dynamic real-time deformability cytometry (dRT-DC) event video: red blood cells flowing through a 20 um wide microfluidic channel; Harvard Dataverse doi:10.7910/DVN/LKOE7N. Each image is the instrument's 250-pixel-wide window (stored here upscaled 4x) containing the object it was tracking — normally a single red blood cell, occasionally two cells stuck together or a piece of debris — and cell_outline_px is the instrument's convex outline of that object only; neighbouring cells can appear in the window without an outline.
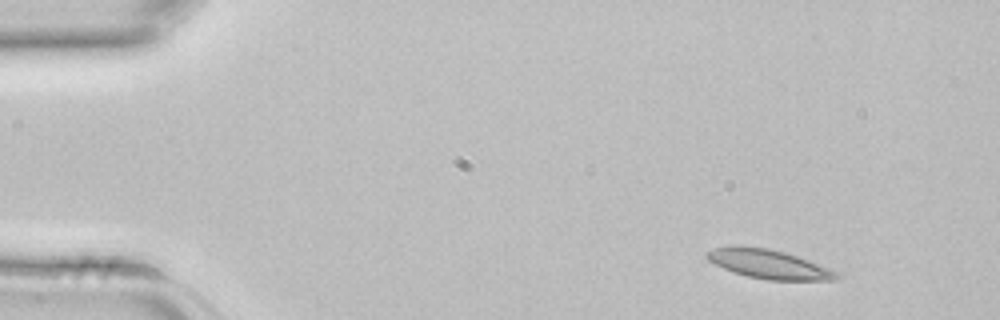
{"species": "common noctule bat (a hibernating species)", "species_latin": "Nyctalus noctula", "temperature_condition": "room temperature", "stored_images_in_passage": 3, "camera_frame_rate_fps": 3000, "um_per_image_px": 0.085, "animal": {"sex": "female", "body_mass_g": 22.7, "forearm_length_mm": 54.2}, "frame": {"image": 1, "passage_image": 1, "time_ms": 0.0, "image_size_px": [1000, 320], "cell_outline_px": [[840, 276], [836, 280], [768, 280], [748, 276], [724, 268], [708, 260], [704, 256], [704, 252], [712, 248], [736, 244], [740, 244], [768, 248], [784, 252], [808, 260], [840, 272]], "centroid_in_image_um": [65.31, 22.42], "position_along_channel_um": 19.7, "area_um2": 22.2}}
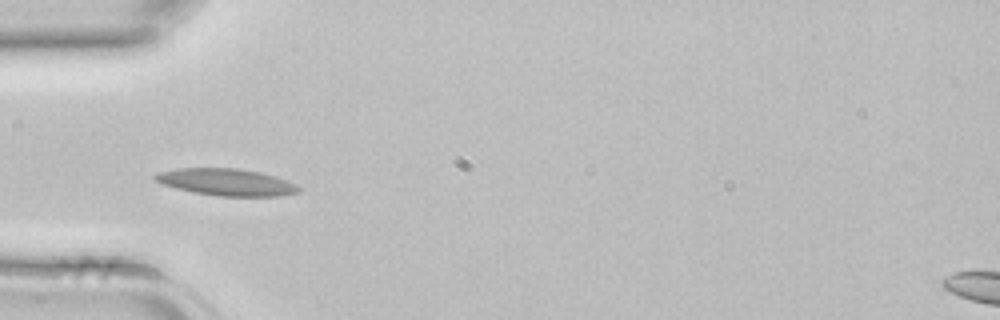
{"frame": {"image": 2, "passage_image": 3, "time_ms": 0.667, "image_size_px": [1000, 320], "cell_outline_px": [[300, 192], [280, 196], [216, 196], [192, 192], [176, 188], [152, 180], [152, 176], [156, 172], [176, 168], [236, 168], [260, 172], [296, 184], [300, 188]], "centroid_in_image_um": [19.18, 15.48], "position_along_channel_um": 65.8, "area_um2": 22.6}}